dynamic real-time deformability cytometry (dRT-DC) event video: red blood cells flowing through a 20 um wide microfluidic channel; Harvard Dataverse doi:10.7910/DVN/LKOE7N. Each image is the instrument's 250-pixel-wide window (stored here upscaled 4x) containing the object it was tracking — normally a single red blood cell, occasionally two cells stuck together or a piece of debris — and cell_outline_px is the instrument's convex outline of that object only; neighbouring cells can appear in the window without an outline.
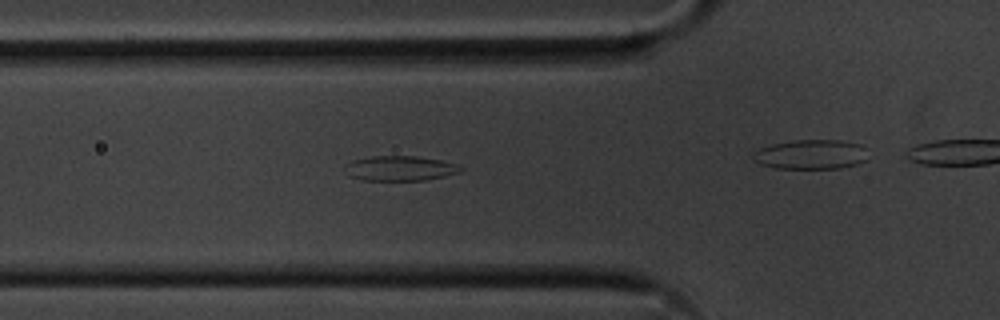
{"species": "common noctule bat (a hibernating species)", "species_latin": "Nyctalus noctula", "temperature_condition": "cold", "stored_images_in_passage": 34, "camera_frame_rate_fps": 3000, "um_per_image_px": 0.085, "animal": {"sex": "male", "body_mass_g": 20.1, "forearm_length_mm": 53.5}, "frame": {"image": 1, "passage_image": 10, "time_ms": 3.0, "image_size_px": [1000, 320], "cell_outline_px": [[464, 168], [460, 172], [444, 176], [424, 180], [364, 180], [348, 176], [344, 164], [352, 160], [372, 156], [416, 156], [440, 160], [456, 164]], "centroid_in_image_um": [33.97, 14.3], "position_along_channel_um": 91.8, "area_um2": 16.76}}
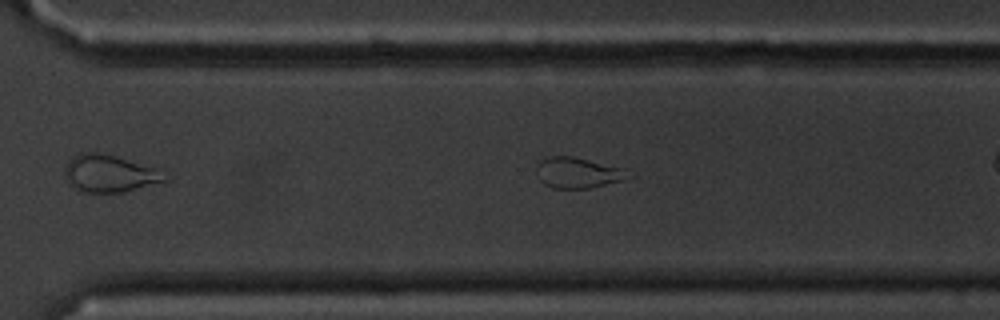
{"frame": {"image": 2, "passage_image": 29, "time_ms": 9.333, "image_size_px": [1000, 320], "cell_outline_px": [[636, 176], [624, 180], [592, 188], [552, 188], [544, 184], [540, 180], [536, 168], [536, 164], [540, 160], [548, 156], [572, 156], [624, 168]], "centroid_in_image_um": [49.16, 14.68], "position_along_channel_um": 321.4, "area_um2": 16.7}}